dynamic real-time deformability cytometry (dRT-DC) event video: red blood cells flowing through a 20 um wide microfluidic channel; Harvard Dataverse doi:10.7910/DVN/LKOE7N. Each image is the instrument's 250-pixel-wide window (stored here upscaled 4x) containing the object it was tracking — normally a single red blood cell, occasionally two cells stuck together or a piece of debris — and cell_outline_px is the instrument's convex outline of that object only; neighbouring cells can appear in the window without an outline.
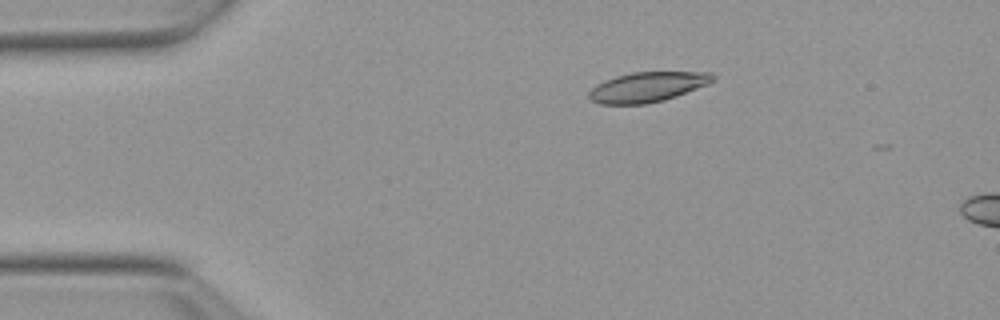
{"species": "Egyptian fruit bat (a non-hibernating species)", "species_latin": "Rousettus aegyptiacus", "temperature_condition": "warm", "stored_images_in_passage": 4, "camera_frame_rate_fps": 3000, "um_per_image_px": 0.085, "animal": {"sex": "female"}, "frame": {"image": 1, "passage_image": 1, "time_ms": 0.0, "image_size_px": [1000, 320], "cell_outline_px": [[716, 80], [708, 84], [676, 96], [664, 100], [644, 104], [600, 104], [592, 100], [588, 96], [588, 92], [596, 84], [604, 80], [616, 76], [632, 72], [712, 72], [716, 76]], "centroid_in_image_um": [55.05, 7.38], "position_along_channel_um": 30.0, "area_um2": 21.68}}